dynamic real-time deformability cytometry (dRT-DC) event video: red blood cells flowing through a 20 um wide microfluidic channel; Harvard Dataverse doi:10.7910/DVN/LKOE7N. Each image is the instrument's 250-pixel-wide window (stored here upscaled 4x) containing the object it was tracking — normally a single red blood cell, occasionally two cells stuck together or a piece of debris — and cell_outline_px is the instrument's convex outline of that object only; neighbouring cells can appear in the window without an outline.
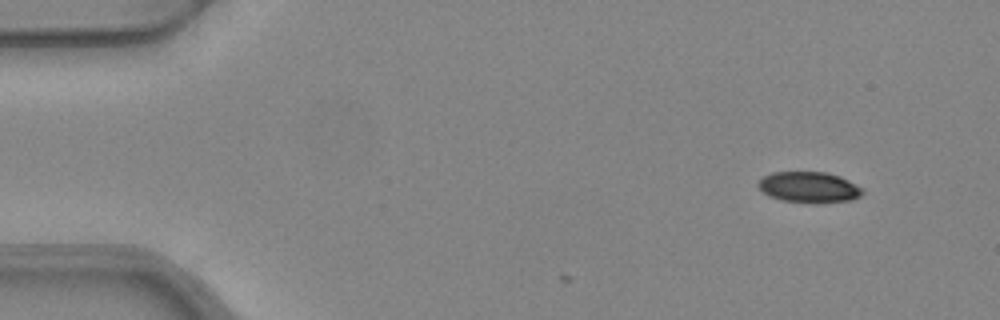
{"species": "common noctule bat (a hibernating species)", "species_latin": "Nyctalus noctula", "temperature_condition": "warm", "stored_images_in_passage": 6, "camera_frame_rate_fps": 3000, "um_per_image_px": 0.085, "animal": {"sex": "female", "body_mass_g": 24.6, "forearm_length_mm": 56.2}, "frame": {"image": 1, "passage_image": 1, "time_ms": 0.0, "image_size_px": [1000, 320], "cell_outline_px": [[864, 192], [860, 196], [852, 200], [780, 200], [768, 196], [756, 184], [764, 176], [772, 172], [824, 172], [840, 176], [864, 188]], "centroid_in_image_um": [68.76, 15.86], "position_along_channel_um": 16.2, "area_um2": 17.98}}